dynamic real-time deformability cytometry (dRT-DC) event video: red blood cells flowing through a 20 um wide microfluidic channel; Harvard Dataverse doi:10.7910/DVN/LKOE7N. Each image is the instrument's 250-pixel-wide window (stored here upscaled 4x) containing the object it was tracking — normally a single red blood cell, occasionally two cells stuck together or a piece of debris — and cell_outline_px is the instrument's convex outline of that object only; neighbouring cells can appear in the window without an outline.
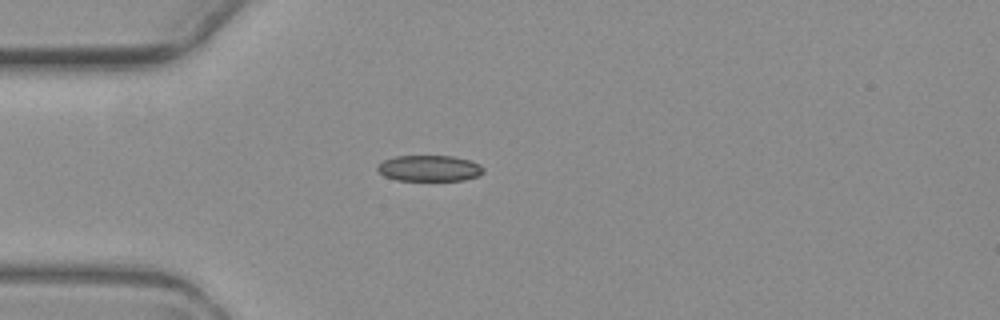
{"species": "common noctule bat (a hibernating species)", "species_latin": "Nyctalus noctula", "temperature_condition": "warm", "stored_images_in_passage": 2, "camera_frame_rate_fps": 3000, "um_per_image_px": 0.085, "animal": {"sex": "female", "body_mass_g": 19.3, "forearm_length_mm": 54.1}, "frame": {"image": 1, "passage_image": 1, "time_ms": 0.0, "image_size_px": [1000, 320], "cell_outline_px": [[484, 172], [480, 176], [464, 180], [396, 180], [384, 176], [376, 168], [376, 164], [384, 160], [396, 156], [452, 156], [468, 160], [480, 164], [484, 168]], "centroid_in_image_um": [36.5, 14.3], "position_along_channel_um": 48.5, "area_um2": 16.13}}